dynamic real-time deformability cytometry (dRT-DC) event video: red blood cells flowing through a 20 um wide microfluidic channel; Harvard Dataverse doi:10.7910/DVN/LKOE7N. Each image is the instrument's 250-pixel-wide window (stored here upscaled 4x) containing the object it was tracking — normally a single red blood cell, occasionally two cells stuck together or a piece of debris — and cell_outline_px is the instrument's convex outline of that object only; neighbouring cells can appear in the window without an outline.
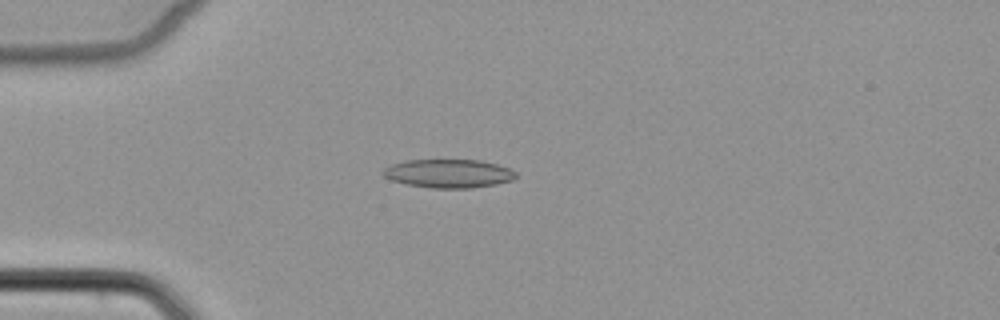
{"species": "common noctule bat (a hibernating species)", "species_latin": "Nyctalus noctula", "temperature_condition": "cold", "stored_images_in_passage": 6, "camera_frame_rate_fps": 3000, "um_per_image_px": 0.085, "animal": {"sex": "female", "body_mass_g": 22.7, "forearm_length_mm": 54.2}, "frame": {"image": 1, "passage_image": 4, "time_ms": 4.667, "image_size_px": [1000, 320], "cell_outline_px": [[516, 176], [512, 180], [496, 184], [472, 188], [432, 188], [408, 184], [392, 180], [384, 176], [380, 172], [384, 168], [392, 164], [404, 160], [480, 160], [496, 164], [508, 168], [516, 172]], "centroid_in_image_um": [38.11, 14.74], "position_along_channel_um": 46.9, "area_um2": 22.02}}
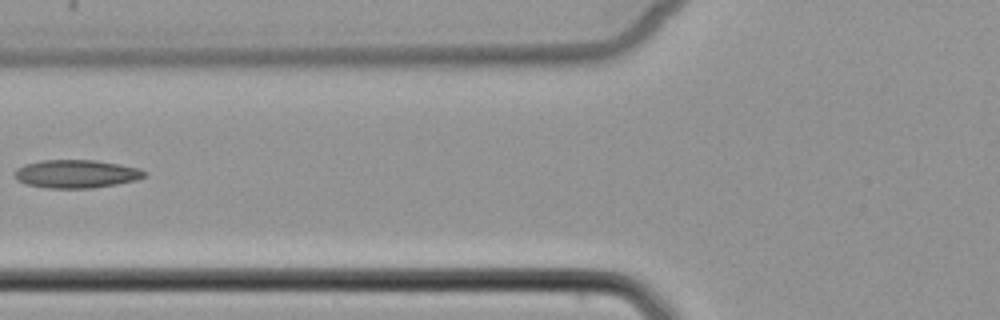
{"frame": {"image": 2, "passage_image": 6, "time_ms": 7.0, "image_size_px": [1000, 320], "cell_outline_px": [[148, 176], [136, 180], [116, 184], [92, 188], [48, 188], [28, 184], [16, 180], [16, 168], [24, 164], [40, 160], [96, 160], [120, 164], [140, 168], [148, 172]], "centroid_in_image_um": [6.53, 14.77], "position_along_channel_um": 119.3, "area_um2": 21.44}}